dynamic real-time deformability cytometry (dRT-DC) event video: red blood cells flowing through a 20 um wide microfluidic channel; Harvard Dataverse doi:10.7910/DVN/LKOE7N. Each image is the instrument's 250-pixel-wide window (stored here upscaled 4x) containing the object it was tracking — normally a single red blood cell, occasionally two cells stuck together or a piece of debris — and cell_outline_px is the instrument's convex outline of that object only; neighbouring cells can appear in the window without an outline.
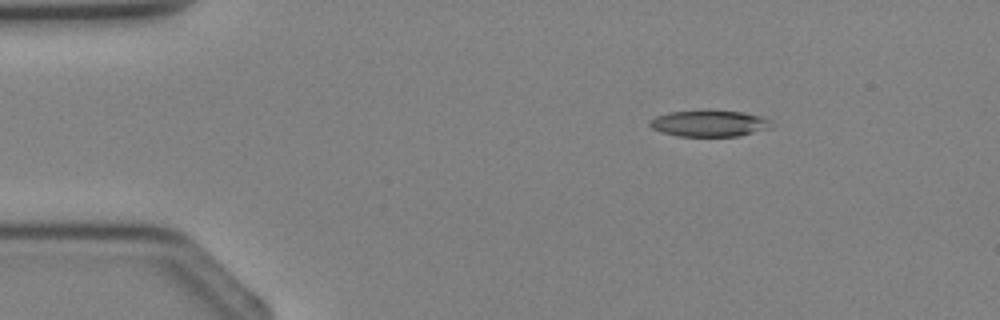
{"species": "Egyptian fruit bat (a non-hibernating species)", "species_latin": "Rousettus aegyptiacus", "temperature_condition": "cold", "stored_images_in_passage": 2, "camera_frame_rate_fps": 3000, "um_per_image_px": 0.085, "animal": {"sex": "female"}, "frame": {"image": 1, "passage_image": 1, "time_ms": 0.0, "image_size_px": [1000, 320], "cell_outline_px": [[776, 124], [772, 128], [740, 136], [676, 136], [660, 132], [652, 128], [648, 124], [648, 120], [656, 116], [668, 112], [704, 108], [708, 108], [744, 112], [764, 116], [772, 120]], "centroid_in_image_um": [60.34, 10.45], "position_along_channel_um": 24.7, "area_um2": 19.83}}